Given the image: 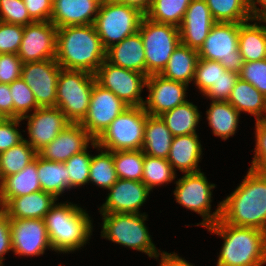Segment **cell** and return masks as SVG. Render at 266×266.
Returning <instances> with one entry per match:
<instances>
[{
	"label": "cell",
	"mask_w": 266,
	"mask_h": 266,
	"mask_svg": "<svg viewBox=\"0 0 266 266\" xmlns=\"http://www.w3.org/2000/svg\"><path fill=\"white\" fill-rule=\"evenodd\" d=\"M261 23H239V51L243 62L266 59V25Z\"/></svg>",
	"instance_id": "cell-30"
},
{
	"label": "cell",
	"mask_w": 266,
	"mask_h": 266,
	"mask_svg": "<svg viewBox=\"0 0 266 266\" xmlns=\"http://www.w3.org/2000/svg\"><path fill=\"white\" fill-rule=\"evenodd\" d=\"M12 252L19 256H40L52 250L44 219L10 220Z\"/></svg>",
	"instance_id": "cell-16"
},
{
	"label": "cell",
	"mask_w": 266,
	"mask_h": 266,
	"mask_svg": "<svg viewBox=\"0 0 266 266\" xmlns=\"http://www.w3.org/2000/svg\"><path fill=\"white\" fill-rule=\"evenodd\" d=\"M96 1H98L100 4H103V3H106V2L112 1V0H96Z\"/></svg>",
	"instance_id": "cell-57"
},
{
	"label": "cell",
	"mask_w": 266,
	"mask_h": 266,
	"mask_svg": "<svg viewBox=\"0 0 266 266\" xmlns=\"http://www.w3.org/2000/svg\"><path fill=\"white\" fill-rule=\"evenodd\" d=\"M0 114L3 118H13V99L9 84L0 83Z\"/></svg>",
	"instance_id": "cell-52"
},
{
	"label": "cell",
	"mask_w": 266,
	"mask_h": 266,
	"mask_svg": "<svg viewBox=\"0 0 266 266\" xmlns=\"http://www.w3.org/2000/svg\"><path fill=\"white\" fill-rule=\"evenodd\" d=\"M106 60L112 65L146 75L145 48L139 32L126 37L106 50Z\"/></svg>",
	"instance_id": "cell-24"
},
{
	"label": "cell",
	"mask_w": 266,
	"mask_h": 266,
	"mask_svg": "<svg viewBox=\"0 0 266 266\" xmlns=\"http://www.w3.org/2000/svg\"><path fill=\"white\" fill-rule=\"evenodd\" d=\"M37 173L41 189L57 199L69 190V173L65 163L48 161L37 155Z\"/></svg>",
	"instance_id": "cell-33"
},
{
	"label": "cell",
	"mask_w": 266,
	"mask_h": 266,
	"mask_svg": "<svg viewBox=\"0 0 266 266\" xmlns=\"http://www.w3.org/2000/svg\"><path fill=\"white\" fill-rule=\"evenodd\" d=\"M38 153L24 139L19 144L0 153V173L3 180L17 174L35 160Z\"/></svg>",
	"instance_id": "cell-36"
},
{
	"label": "cell",
	"mask_w": 266,
	"mask_h": 266,
	"mask_svg": "<svg viewBox=\"0 0 266 266\" xmlns=\"http://www.w3.org/2000/svg\"><path fill=\"white\" fill-rule=\"evenodd\" d=\"M128 107L110 90L95 83L91 91L88 113L80 124L96 140L111 122Z\"/></svg>",
	"instance_id": "cell-14"
},
{
	"label": "cell",
	"mask_w": 266,
	"mask_h": 266,
	"mask_svg": "<svg viewBox=\"0 0 266 266\" xmlns=\"http://www.w3.org/2000/svg\"><path fill=\"white\" fill-rule=\"evenodd\" d=\"M206 111L212 133L222 140L233 136L238 128L240 113L228 101H213Z\"/></svg>",
	"instance_id": "cell-31"
},
{
	"label": "cell",
	"mask_w": 266,
	"mask_h": 266,
	"mask_svg": "<svg viewBox=\"0 0 266 266\" xmlns=\"http://www.w3.org/2000/svg\"><path fill=\"white\" fill-rule=\"evenodd\" d=\"M99 7L96 0H56L50 21L57 28L94 24Z\"/></svg>",
	"instance_id": "cell-22"
},
{
	"label": "cell",
	"mask_w": 266,
	"mask_h": 266,
	"mask_svg": "<svg viewBox=\"0 0 266 266\" xmlns=\"http://www.w3.org/2000/svg\"><path fill=\"white\" fill-rule=\"evenodd\" d=\"M191 0H153L145 14L152 21L180 27Z\"/></svg>",
	"instance_id": "cell-37"
},
{
	"label": "cell",
	"mask_w": 266,
	"mask_h": 266,
	"mask_svg": "<svg viewBox=\"0 0 266 266\" xmlns=\"http://www.w3.org/2000/svg\"><path fill=\"white\" fill-rule=\"evenodd\" d=\"M41 185L37 173V156L17 174L7 176L0 187L1 202L3 207L15 197L28 195L41 191Z\"/></svg>",
	"instance_id": "cell-26"
},
{
	"label": "cell",
	"mask_w": 266,
	"mask_h": 266,
	"mask_svg": "<svg viewBox=\"0 0 266 266\" xmlns=\"http://www.w3.org/2000/svg\"><path fill=\"white\" fill-rule=\"evenodd\" d=\"M176 172L167 159L144 156L142 182L152 191L156 186L171 183Z\"/></svg>",
	"instance_id": "cell-38"
},
{
	"label": "cell",
	"mask_w": 266,
	"mask_h": 266,
	"mask_svg": "<svg viewBox=\"0 0 266 266\" xmlns=\"http://www.w3.org/2000/svg\"><path fill=\"white\" fill-rule=\"evenodd\" d=\"M143 16L144 14L134 7L108 1L100 4L93 25L102 45L107 50L126 37L137 33Z\"/></svg>",
	"instance_id": "cell-9"
},
{
	"label": "cell",
	"mask_w": 266,
	"mask_h": 266,
	"mask_svg": "<svg viewBox=\"0 0 266 266\" xmlns=\"http://www.w3.org/2000/svg\"><path fill=\"white\" fill-rule=\"evenodd\" d=\"M144 156L142 149L113 151V161L118 178L142 181Z\"/></svg>",
	"instance_id": "cell-39"
},
{
	"label": "cell",
	"mask_w": 266,
	"mask_h": 266,
	"mask_svg": "<svg viewBox=\"0 0 266 266\" xmlns=\"http://www.w3.org/2000/svg\"><path fill=\"white\" fill-rule=\"evenodd\" d=\"M227 101L240 114L246 112L254 115L255 121L264 120L266 117V97L253 85L240 78L236 81Z\"/></svg>",
	"instance_id": "cell-29"
},
{
	"label": "cell",
	"mask_w": 266,
	"mask_h": 266,
	"mask_svg": "<svg viewBox=\"0 0 266 266\" xmlns=\"http://www.w3.org/2000/svg\"><path fill=\"white\" fill-rule=\"evenodd\" d=\"M255 128V154L250 168L266 173V122L256 121Z\"/></svg>",
	"instance_id": "cell-48"
},
{
	"label": "cell",
	"mask_w": 266,
	"mask_h": 266,
	"mask_svg": "<svg viewBox=\"0 0 266 266\" xmlns=\"http://www.w3.org/2000/svg\"><path fill=\"white\" fill-rule=\"evenodd\" d=\"M148 113L143 106H129L95 140L106 151L140 150Z\"/></svg>",
	"instance_id": "cell-7"
},
{
	"label": "cell",
	"mask_w": 266,
	"mask_h": 266,
	"mask_svg": "<svg viewBox=\"0 0 266 266\" xmlns=\"http://www.w3.org/2000/svg\"><path fill=\"white\" fill-rule=\"evenodd\" d=\"M160 117L175 137L196 134L201 114L196 105L186 101L184 104L162 113Z\"/></svg>",
	"instance_id": "cell-32"
},
{
	"label": "cell",
	"mask_w": 266,
	"mask_h": 266,
	"mask_svg": "<svg viewBox=\"0 0 266 266\" xmlns=\"http://www.w3.org/2000/svg\"><path fill=\"white\" fill-rule=\"evenodd\" d=\"M2 183H3V178H2V175L0 173V187L2 186Z\"/></svg>",
	"instance_id": "cell-58"
},
{
	"label": "cell",
	"mask_w": 266,
	"mask_h": 266,
	"mask_svg": "<svg viewBox=\"0 0 266 266\" xmlns=\"http://www.w3.org/2000/svg\"><path fill=\"white\" fill-rule=\"evenodd\" d=\"M238 79L239 74L232 71L222 73L220 78L203 95L211 101H227Z\"/></svg>",
	"instance_id": "cell-47"
},
{
	"label": "cell",
	"mask_w": 266,
	"mask_h": 266,
	"mask_svg": "<svg viewBox=\"0 0 266 266\" xmlns=\"http://www.w3.org/2000/svg\"><path fill=\"white\" fill-rule=\"evenodd\" d=\"M24 26L0 21V54H18Z\"/></svg>",
	"instance_id": "cell-45"
},
{
	"label": "cell",
	"mask_w": 266,
	"mask_h": 266,
	"mask_svg": "<svg viewBox=\"0 0 266 266\" xmlns=\"http://www.w3.org/2000/svg\"><path fill=\"white\" fill-rule=\"evenodd\" d=\"M25 119H28L29 137L25 140L37 153L70 124L58 107H39L32 114H27L21 118L22 121Z\"/></svg>",
	"instance_id": "cell-17"
},
{
	"label": "cell",
	"mask_w": 266,
	"mask_h": 266,
	"mask_svg": "<svg viewBox=\"0 0 266 266\" xmlns=\"http://www.w3.org/2000/svg\"><path fill=\"white\" fill-rule=\"evenodd\" d=\"M224 240L217 266H263L266 263V232L235 226L221 218L206 228Z\"/></svg>",
	"instance_id": "cell-3"
},
{
	"label": "cell",
	"mask_w": 266,
	"mask_h": 266,
	"mask_svg": "<svg viewBox=\"0 0 266 266\" xmlns=\"http://www.w3.org/2000/svg\"><path fill=\"white\" fill-rule=\"evenodd\" d=\"M112 1L134 7L144 15L149 11L153 3V0H112Z\"/></svg>",
	"instance_id": "cell-55"
},
{
	"label": "cell",
	"mask_w": 266,
	"mask_h": 266,
	"mask_svg": "<svg viewBox=\"0 0 266 266\" xmlns=\"http://www.w3.org/2000/svg\"><path fill=\"white\" fill-rule=\"evenodd\" d=\"M150 191L142 181L118 179L108 190L106 201L99 208V212L138 214L140 207L147 201Z\"/></svg>",
	"instance_id": "cell-19"
},
{
	"label": "cell",
	"mask_w": 266,
	"mask_h": 266,
	"mask_svg": "<svg viewBox=\"0 0 266 266\" xmlns=\"http://www.w3.org/2000/svg\"><path fill=\"white\" fill-rule=\"evenodd\" d=\"M29 16L34 21H50L53 3L50 0H23Z\"/></svg>",
	"instance_id": "cell-50"
},
{
	"label": "cell",
	"mask_w": 266,
	"mask_h": 266,
	"mask_svg": "<svg viewBox=\"0 0 266 266\" xmlns=\"http://www.w3.org/2000/svg\"><path fill=\"white\" fill-rule=\"evenodd\" d=\"M102 215L101 237L127 248L143 252L158 259L162 251L157 250L145 225L147 214L108 213ZM160 251V252H158Z\"/></svg>",
	"instance_id": "cell-5"
},
{
	"label": "cell",
	"mask_w": 266,
	"mask_h": 266,
	"mask_svg": "<svg viewBox=\"0 0 266 266\" xmlns=\"http://www.w3.org/2000/svg\"><path fill=\"white\" fill-rule=\"evenodd\" d=\"M2 119H4V118H3V116L0 114V121H1Z\"/></svg>",
	"instance_id": "cell-59"
},
{
	"label": "cell",
	"mask_w": 266,
	"mask_h": 266,
	"mask_svg": "<svg viewBox=\"0 0 266 266\" xmlns=\"http://www.w3.org/2000/svg\"><path fill=\"white\" fill-rule=\"evenodd\" d=\"M0 21L22 26L35 22L23 0H0Z\"/></svg>",
	"instance_id": "cell-43"
},
{
	"label": "cell",
	"mask_w": 266,
	"mask_h": 266,
	"mask_svg": "<svg viewBox=\"0 0 266 266\" xmlns=\"http://www.w3.org/2000/svg\"><path fill=\"white\" fill-rule=\"evenodd\" d=\"M55 59L63 69L95 74L106 60V49L93 24L65 26L57 28Z\"/></svg>",
	"instance_id": "cell-2"
},
{
	"label": "cell",
	"mask_w": 266,
	"mask_h": 266,
	"mask_svg": "<svg viewBox=\"0 0 266 266\" xmlns=\"http://www.w3.org/2000/svg\"><path fill=\"white\" fill-rule=\"evenodd\" d=\"M9 88L13 99V118H22L39 108L33 92L23 79L13 81Z\"/></svg>",
	"instance_id": "cell-40"
},
{
	"label": "cell",
	"mask_w": 266,
	"mask_h": 266,
	"mask_svg": "<svg viewBox=\"0 0 266 266\" xmlns=\"http://www.w3.org/2000/svg\"><path fill=\"white\" fill-rule=\"evenodd\" d=\"M94 75L97 84L110 90L126 105L144 106L141 93L146 87L145 74L112 65L105 60Z\"/></svg>",
	"instance_id": "cell-12"
},
{
	"label": "cell",
	"mask_w": 266,
	"mask_h": 266,
	"mask_svg": "<svg viewBox=\"0 0 266 266\" xmlns=\"http://www.w3.org/2000/svg\"><path fill=\"white\" fill-rule=\"evenodd\" d=\"M13 251L11 245L10 219L3 211L0 213V266H3L4 254Z\"/></svg>",
	"instance_id": "cell-51"
},
{
	"label": "cell",
	"mask_w": 266,
	"mask_h": 266,
	"mask_svg": "<svg viewBox=\"0 0 266 266\" xmlns=\"http://www.w3.org/2000/svg\"><path fill=\"white\" fill-rule=\"evenodd\" d=\"M221 219L266 232V173L248 168L239 186L221 201Z\"/></svg>",
	"instance_id": "cell-1"
},
{
	"label": "cell",
	"mask_w": 266,
	"mask_h": 266,
	"mask_svg": "<svg viewBox=\"0 0 266 266\" xmlns=\"http://www.w3.org/2000/svg\"><path fill=\"white\" fill-rule=\"evenodd\" d=\"M23 62L17 54H0V83L11 84L21 78Z\"/></svg>",
	"instance_id": "cell-49"
},
{
	"label": "cell",
	"mask_w": 266,
	"mask_h": 266,
	"mask_svg": "<svg viewBox=\"0 0 266 266\" xmlns=\"http://www.w3.org/2000/svg\"><path fill=\"white\" fill-rule=\"evenodd\" d=\"M215 22L244 23L252 21L250 0H205Z\"/></svg>",
	"instance_id": "cell-34"
},
{
	"label": "cell",
	"mask_w": 266,
	"mask_h": 266,
	"mask_svg": "<svg viewBox=\"0 0 266 266\" xmlns=\"http://www.w3.org/2000/svg\"><path fill=\"white\" fill-rule=\"evenodd\" d=\"M198 56L218 61L228 71L239 74L243 66L239 51V23L216 22L198 50Z\"/></svg>",
	"instance_id": "cell-11"
},
{
	"label": "cell",
	"mask_w": 266,
	"mask_h": 266,
	"mask_svg": "<svg viewBox=\"0 0 266 266\" xmlns=\"http://www.w3.org/2000/svg\"><path fill=\"white\" fill-rule=\"evenodd\" d=\"M57 27L51 21H35L24 26L18 57L23 63L56 58Z\"/></svg>",
	"instance_id": "cell-15"
},
{
	"label": "cell",
	"mask_w": 266,
	"mask_h": 266,
	"mask_svg": "<svg viewBox=\"0 0 266 266\" xmlns=\"http://www.w3.org/2000/svg\"><path fill=\"white\" fill-rule=\"evenodd\" d=\"M60 71L56 59L23 63L21 79L33 92L39 107H56Z\"/></svg>",
	"instance_id": "cell-13"
},
{
	"label": "cell",
	"mask_w": 266,
	"mask_h": 266,
	"mask_svg": "<svg viewBox=\"0 0 266 266\" xmlns=\"http://www.w3.org/2000/svg\"><path fill=\"white\" fill-rule=\"evenodd\" d=\"M58 199L43 190L28 195L12 198L3 211L10 220L13 219H44Z\"/></svg>",
	"instance_id": "cell-23"
},
{
	"label": "cell",
	"mask_w": 266,
	"mask_h": 266,
	"mask_svg": "<svg viewBox=\"0 0 266 266\" xmlns=\"http://www.w3.org/2000/svg\"><path fill=\"white\" fill-rule=\"evenodd\" d=\"M90 219L77 204L56 203L44 217L52 251L72 253L86 245L93 231Z\"/></svg>",
	"instance_id": "cell-4"
},
{
	"label": "cell",
	"mask_w": 266,
	"mask_h": 266,
	"mask_svg": "<svg viewBox=\"0 0 266 266\" xmlns=\"http://www.w3.org/2000/svg\"><path fill=\"white\" fill-rule=\"evenodd\" d=\"M188 85L179 81L169 80L160 74H153L146 79L148 99L144 109L149 115L160 116L162 113L184 104Z\"/></svg>",
	"instance_id": "cell-18"
},
{
	"label": "cell",
	"mask_w": 266,
	"mask_h": 266,
	"mask_svg": "<svg viewBox=\"0 0 266 266\" xmlns=\"http://www.w3.org/2000/svg\"><path fill=\"white\" fill-rule=\"evenodd\" d=\"M145 48L146 76L160 74L181 43L179 28L143 16L139 31Z\"/></svg>",
	"instance_id": "cell-8"
},
{
	"label": "cell",
	"mask_w": 266,
	"mask_h": 266,
	"mask_svg": "<svg viewBox=\"0 0 266 266\" xmlns=\"http://www.w3.org/2000/svg\"><path fill=\"white\" fill-rule=\"evenodd\" d=\"M177 180L173 192L176 202L203 217V221L196 226L200 224L207 228L221 218V202L213 213L210 211L212 189L216 185L209 183L203 172L184 174Z\"/></svg>",
	"instance_id": "cell-10"
},
{
	"label": "cell",
	"mask_w": 266,
	"mask_h": 266,
	"mask_svg": "<svg viewBox=\"0 0 266 266\" xmlns=\"http://www.w3.org/2000/svg\"><path fill=\"white\" fill-rule=\"evenodd\" d=\"M92 155L84 150L73 155L66 162V169L69 173V189L82 187L89 183V172Z\"/></svg>",
	"instance_id": "cell-41"
},
{
	"label": "cell",
	"mask_w": 266,
	"mask_h": 266,
	"mask_svg": "<svg viewBox=\"0 0 266 266\" xmlns=\"http://www.w3.org/2000/svg\"><path fill=\"white\" fill-rule=\"evenodd\" d=\"M3 209H4V207H3V204L1 202V194H0V213L3 212Z\"/></svg>",
	"instance_id": "cell-56"
},
{
	"label": "cell",
	"mask_w": 266,
	"mask_h": 266,
	"mask_svg": "<svg viewBox=\"0 0 266 266\" xmlns=\"http://www.w3.org/2000/svg\"><path fill=\"white\" fill-rule=\"evenodd\" d=\"M215 23L205 0H191L179 27L181 43L199 50Z\"/></svg>",
	"instance_id": "cell-21"
},
{
	"label": "cell",
	"mask_w": 266,
	"mask_h": 266,
	"mask_svg": "<svg viewBox=\"0 0 266 266\" xmlns=\"http://www.w3.org/2000/svg\"><path fill=\"white\" fill-rule=\"evenodd\" d=\"M173 138L160 116L148 114L142 146L145 155L167 159Z\"/></svg>",
	"instance_id": "cell-27"
},
{
	"label": "cell",
	"mask_w": 266,
	"mask_h": 266,
	"mask_svg": "<svg viewBox=\"0 0 266 266\" xmlns=\"http://www.w3.org/2000/svg\"><path fill=\"white\" fill-rule=\"evenodd\" d=\"M21 121V118H4L0 121V153L25 139L17 128Z\"/></svg>",
	"instance_id": "cell-46"
},
{
	"label": "cell",
	"mask_w": 266,
	"mask_h": 266,
	"mask_svg": "<svg viewBox=\"0 0 266 266\" xmlns=\"http://www.w3.org/2000/svg\"><path fill=\"white\" fill-rule=\"evenodd\" d=\"M258 3L262 9L257 8ZM250 12L253 21L266 23V0H250Z\"/></svg>",
	"instance_id": "cell-54"
},
{
	"label": "cell",
	"mask_w": 266,
	"mask_h": 266,
	"mask_svg": "<svg viewBox=\"0 0 266 266\" xmlns=\"http://www.w3.org/2000/svg\"><path fill=\"white\" fill-rule=\"evenodd\" d=\"M202 157V145L197 134L175 136L173 138L168 162L184 174L200 172L198 163Z\"/></svg>",
	"instance_id": "cell-25"
},
{
	"label": "cell",
	"mask_w": 266,
	"mask_h": 266,
	"mask_svg": "<svg viewBox=\"0 0 266 266\" xmlns=\"http://www.w3.org/2000/svg\"><path fill=\"white\" fill-rule=\"evenodd\" d=\"M228 70L220 62L199 58L194 76V84L204 94Z\"/></svg>",
	"instance_id": "cell-42"
},
{
	"label": "cell",
	"mask_w": 266,
	"mask_h": 266,
	"mask_svg": "<svg viewBox=\"0 0 266 266\" xmlns=\"http://www.w3.org/2000/svg\"><path fill=\"white\" fill-rule=\"evenodd\" d=\"M239 78L253 85L266 97V59L243 62Z\"/></svg>",
	"instance_id": "cell-44"
},
{
	"label": "cell",
	"mask_w": 266,
	"mask_h": 266,
	"mask_svg": "<svg viewBox=\"0 0 266 266\" xmlns=\"http://www.w3.org/2000/svg\"><path fill=\"white\" fill-rule=\"evenodd\" d=\"M198 59V50L180 43L160 75L189 85L194 80Z\"/></svg>",
	"instance_id": "cell-28"
},
{
	"label": "cell",
	"mask_w": 266,
	"mask_h": 266,
	"mask_svg": "<svg viewBox=\"0 0 266 266\" xmlns=\"http://www.w3.org/2000/svg\"><path fill=\"white\" fill-rule=\"evenodd\" d=\"M91 147L100 150L98 155L91 158L89 182L100 188L109 190L119 179L115 171L113 152L103 150L98 147L96 141L91 143Z\"/></svg>",
	"instance_id": "cell-35"
},
{
	"label": "cell",
	"mask_w": 266,
	"mask_h": 266,
	"mask_svg": "<svg viewBox=\"0 0 266 266\" xmlns=\"http://www.w3.org/2000/svg\"><path fill=\"white\" fill-rule=\"evenodd\" d=\"M94 141L80 123H70L38 155L48 161L65 163L73 155L86 150Z\"/></svg>",
	"instance_id": "cell-20"
},
{
	"label": "cell",
	"mask_w": 266,
	"mask_h": 266,
	"mask_svg": "<svg viewBox=\"0 0 266 266\" xmlns=\"http://www.w3.org/2000/svg\"><path fill=\"white\" fill-rule=\"evenodd\" d=\"M158 261H160L159 266H194L184 258L178 256L175 252L171 254L163 251L161 253V259Z\"/></svg>",
	"instance_id": "cell-53"
},
{
	"label": "cell",
	"mask_w": 266,
	"mask_h": 266,
	"mask_svg": "<svg viewBox=\"0 0 266 266\" xmlns=\"http://www.w3.org/2000/svg\"><path fill=\"white\" fill-rule=\"evenodd\" d=\"M95 83L94 74L61 68L57 82L56 107L70 123H81L86 117Z\"/></svg>",
	"instance_id": "cell-6"
}]
</instances>
